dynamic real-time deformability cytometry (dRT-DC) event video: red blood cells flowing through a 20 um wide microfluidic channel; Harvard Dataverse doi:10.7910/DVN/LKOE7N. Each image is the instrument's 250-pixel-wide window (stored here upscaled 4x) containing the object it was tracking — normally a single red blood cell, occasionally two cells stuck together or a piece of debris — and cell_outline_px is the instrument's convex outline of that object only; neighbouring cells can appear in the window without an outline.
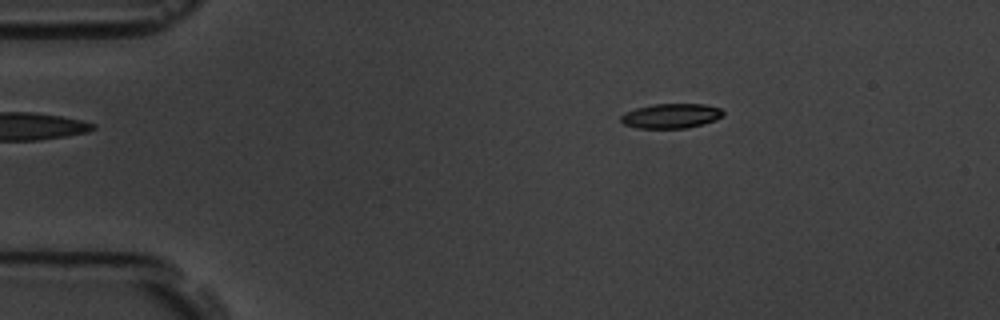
{"species": "common noctule bat (a hibernating species)", "species_latin": "Nyctalus noctula", "temperature_condition": "room temperature", "stored_images_in_passage": 4, "camera_frame_rate_fps": 3000, "um_per_image_px": 0.085, "animal": {"sex": "male", "body_mass_g": 19.5, "forearm_length_mm": 54.6}, "frame": {"image": 1, "passage_image": 2, "time_ms": 1.333, "image_size_px": [1000, 320], "cell_outline_px": [[724, 112], [716, 120], [684, 128], [636, 128], [624, 124], [620, 120], [620, 116], [624, 112], [636, 108], [652, 104], [704, 104], [720, 108]], "centroid_in_image_um": [56.99, 9.84], "position_along_channel_um": 28.0, "area_um2": 14.62}}